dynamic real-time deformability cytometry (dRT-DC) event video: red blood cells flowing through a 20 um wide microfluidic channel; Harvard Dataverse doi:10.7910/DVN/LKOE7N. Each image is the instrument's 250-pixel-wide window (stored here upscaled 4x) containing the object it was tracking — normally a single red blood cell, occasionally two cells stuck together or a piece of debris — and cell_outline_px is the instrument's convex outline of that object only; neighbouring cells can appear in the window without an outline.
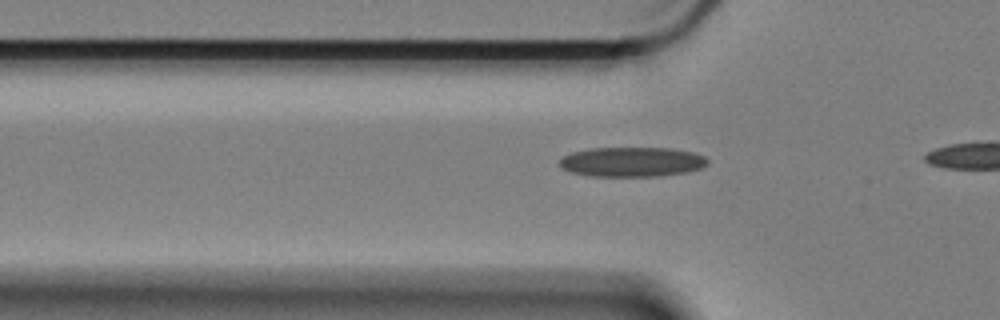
{"species": "Egyptian fruit bat (a non-hibernating species)", "species_latin": "Rousettus aegyptiacus", "temperature_condition": "cold", "stored_images_in_passage": 6, "camera_frame_rate_fps": 3000, "um_per_image_px": 0.085, "animal": {"sex": "female"}, "frame": {"image": 1, "passage_image": 3, "time_ms": 0.667, "image_size_px": [1000, 320], "cell_outline_px": [[708, 164], [700, 168], [688, 172], [656, 176], [588, 176], [572, 172], [564, 168], [560, 164], [560, 160], [564, 156], [572, 152], [588, 148], [672, 148], [692, 152], [704, 156], [708, 160]], "centroid_in_image_um": [53.73, 13.75], "position_along_channel_um": 72.1, "area_um2": 25.55}}